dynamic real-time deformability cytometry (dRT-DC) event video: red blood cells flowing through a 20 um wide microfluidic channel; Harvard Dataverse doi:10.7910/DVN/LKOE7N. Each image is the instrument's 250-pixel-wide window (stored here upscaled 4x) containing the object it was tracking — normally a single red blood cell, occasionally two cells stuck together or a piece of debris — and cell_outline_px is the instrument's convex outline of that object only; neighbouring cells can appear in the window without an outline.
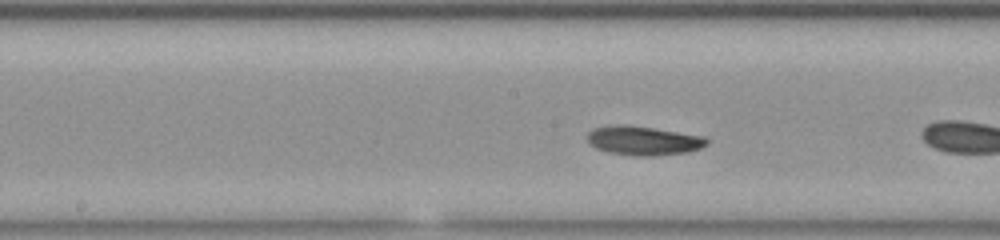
{"species": "common noctule bat (a hibernating species)", "species_latin": "Nyctalus noctula", "temperature_condition": "room temperature", "stored_images_in_passage": 14, "camera_frame_rate_fps": 3000, "um_per_image_px": 0.085, "animal": {"sex": "female", "body_mass_g": 23.0, "forearm_length_mm": 53.4}, "frame": {"image": 1, "passage_image": 7, "time_ms": 2.0, "image_size_px": [1000, 240], "cell_outline_px": [[708, 144], [700, 148], [688, 152], [652, 156], [636, 156], [608, 152], [596, 148], [588, 144], [588, 132], [592, 128], [652, 128], [704, 136], [708, 140]], "centroid_in_image_um": [54.76, 12.01], "position_along_channel_um": 193.4, "area_um2": 19.31}}